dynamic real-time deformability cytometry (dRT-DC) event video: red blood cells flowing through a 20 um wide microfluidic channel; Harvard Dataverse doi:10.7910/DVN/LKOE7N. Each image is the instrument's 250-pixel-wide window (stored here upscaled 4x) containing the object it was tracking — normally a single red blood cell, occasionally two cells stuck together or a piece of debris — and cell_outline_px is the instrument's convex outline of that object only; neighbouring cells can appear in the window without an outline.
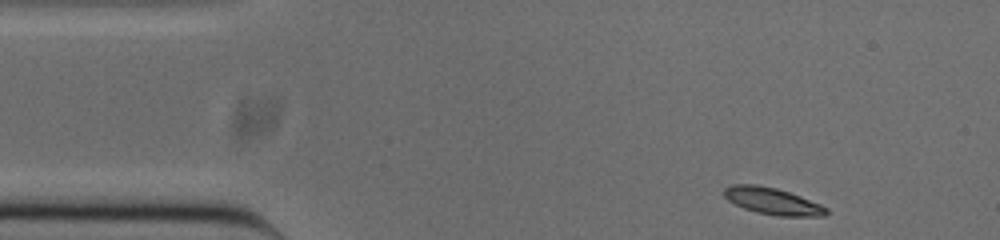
{"species": "common noctule bat (a hibernating species)", "species_latin": "Nyctalus noctula", "temperature_condition": "cold", "stored_images_in_passage": 48, "camera_frame_rate_fps": 3000, "um_per_image_px": 0.085, "animal": {"sex": "male", "body_mass_g": 20.0, "forearm_length_mm": 53.3}, "frame": {"image": 1, "passage_image": 1, "time_ms": 0.0, "image_size_px": [1000, 240], "cell_outline_px": [[828, 212], [824, 216], [776, 216], [756, 212], [744, 208], [728, 200], [724, 196], [724, 188], [732, 184], [756, 184], [776, 188], [800, 196], [820, 204], [828, 208]], "centroid_in_image_um": [65.66, 17.09], "position_along_channel_um": 19.3, "area_um2": 15.9}}
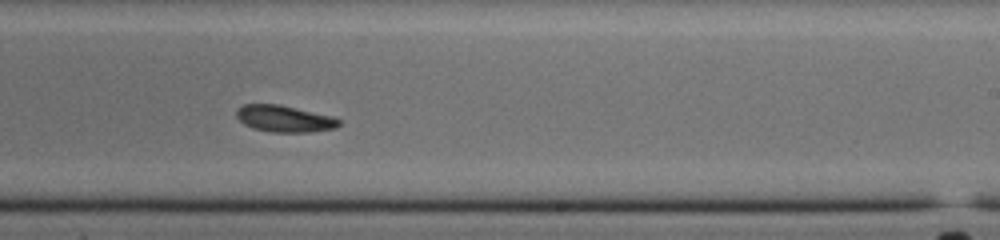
{"frame": {"image": 2, "passage_image": 26, "time_ms": 8.333, "image_size_px": [1000, 240], "cell_outline_px": [[340, 124], [336, 128], [308, 132], [272, 132], [252, 128], [244, 124], [236, 116], [236, 108], [244, 104], [280, 104], [332, 116], [340, 120]], "centroid_in_image_um": [24.15, 10.08], "position_along_channel_um": 264.8, "area_um2": 15.95}}
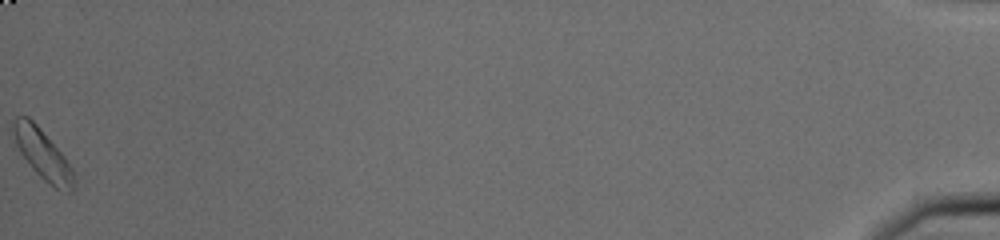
{"frame": {"image": 3, "passage_image": 48, "time_ms": 15.667, "image_size_px": [1000, 240], "cell_outline_px": [[72, 192], [68, 192], [56, 188], [44, 180], [32, 168], [20, 152], [16, 144], [12, 132], [12, 124], [16, 116], [28, 116], [40, 128], [64, 156], [72, 168]], "centroid_in_image_um": [3.58, 13.07], "position_along_channel_um": 431.6, "area_um2": 17.11}, "authors_computed_cell_mechanics": {"area_um2": 15.9817, "velocity_mm_per_s": 3.8074, "shape_relaxation_time_tau1_ms": 3.0474, "shape_relaxation_time_tau2_ms": null, "deformation_change_tau1": 0.1311, "deformation_change_tau2": null}}